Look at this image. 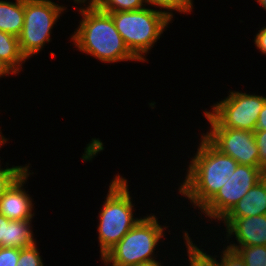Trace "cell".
I'll use <instances>...</instances> for the list:
<instances>
[{
  "instance_id": "6da1fadb",
  "label": "cell",
  "mask_w": 266,
  "mask_h": 266,
  "mask_svg": "<svg viewBox=\"0 0 266 266\" xmlns=\"http://www.w3.org/2000/svg\"><path fill=\"white\" fill-rule=\"evenodd\" d=\"M195 155L190 158L185 178L178 187L181 196L200 210L228 181L238 163L221 153L203 135ZM187 173V174H186Z\"/></svg>"
},
{
  "instance_id": "7a4b0ae2",
  "label": "cell",
  "mask_w": 266,
  "mask_h": 266,
  "mask_svg": "<svg viewBox=\"0 0 266 266\" xmlns=\"http://www.w3.org/2000/svg\"><path fill=\"white\" fill-rule=\"evenodd\" d=\"M79 7L78 14L82 19L70 37L77 50L104 64L128 60L140 62L125 45L109 13L98 10L94 5Z\"/></svg>"
},
{
  "instance_id": "3957f363",
  "label": "cell",
  "mask_w": 266,
  "mask_h": 266,
  "mask_svg": "<svg viewBox=\"0 0 266 266\" xmlns=\"http://www.w3.org/2000/svg\"><path fill=\"white\" fill-rule=\"evenodd\" d=\"M127 184L128 180L118 173L109 183L105 201L97 217L99 218L97 231L101 257L143 218L134 216L135 204L132 202Z\"/></svg>"
},
{
  "instance_id": "277c9868",
  "label": "cell",
  "mask_w": 266,
  "mask_h": 266,
  "mask_svg": "<svg viewBox=\"0 0 266 266\" xmlns=\"http://www.w3.org/2000/svg\"><path fill=\"white\" fill-rule=\"evenodd\" d=\"M106 13L112 16L125 45L140 62L148 61L147 54L172 22L164 12L150 7Z\"/></svg>"
},
{
  "instance_id": "5b68a950",
  "label": "cell",
  "mask_w": 266,
  "mask_h": 266,
  "mask_svg": "<svg viewBox=\"0 0 266 266\" xmlns=\"http://www.w3.org/2000/svg\"><path fill=\"white\" fill-rule=\"evenodd\" d=\"M166 227L161 225L155 214L143 218L125 234L103 257L115 266H135L154 261L160 239L165 235Z\"/></svg>"
},
{
  "instance_id": "8992f818",
  "label": "cell",
  "mask_w": 266,
  "mask_h": 266,
  "mask_svg": "<svg viewBox=\"0 0 266 266\" xmlns=\"http://www.w3.org/2000/svg\"><path fill=\"white\" fill-rule=\"evenodd\" d=\"M66 9L52 0H24V24L18 41L26 59L51 42L52 29Z\"/></svg>"
},
{
  "instance_id": "52a82bcc",
  "label": "cell",
  "mask_w": 266,
  "mask_h": 266,
  "mask_svg": "<svg viewBox=\"0 0 266 266\" xmlns=\"http://www.w3.org/2000/svg\"><path fill=\"white\" fill-rule=\"evenodd\" d=\"M229 92L227 97L211 106L212 111H203L210 128H233L254 132L266 96L242 91Z\"/></svg>"
},
{
  "instance_id": "ba28073f",
  "label": "cell",
  "mask_w": 266,
  "mask_h": 266,
  "mask_svg": "<svg viewBox=\"0 0 266 266\" xmlns=\"http://www.w3.org/2000/svg\"><path fill=\"white\" fill-rule=\"evenodd\" d=\"M263 177L259 167L238 164L228 181L199 211L211 221H220Z\"/></svg>"
},
{
  "instance_id": "9c48e42d",
  "label": "cell",
  "mask_w": 266,
  "mask_h": 266,
  "mask_svg": "<svg viewBox=\"0 0 266 266\" xmlns=\"http://www.w3.org/2000/svg\"><path fill=\"white\" fill-rule=\"evenodd\" d=\"M201 135L238 164L259 167V150L253 132L233 128H209Z\"/></svg>"
},
{
  "instance_id": "30bf717a",
  "label": "cell",
  "mask_w": 266,
  "mask_h": 266,
  "mask_svg": "<svg viewBox=\"0 0 266 266\" xmlns=\"http://www.w3.org/2000/svg\"><path fill=\"white\" fill-rule=\"evenodd\" d=\"M219 222L226 227L228 243L231 237H235L237 243L231 241L227 247L234 246H266V215L252 217H223ZM233 242V243H232Z\"/></svg>"
},
{
  "instance_id": "8fae6325",
  "label": "cell",
  "mask_w": 266,
  "mask_h": 266,
  "mask_svg": "<svg viewBox=\"0 0 266 266\" xmlns=\"http://www.w3.org/2000/svg\"><path fill=\"white\" fill-rule=\"evenodd\" d=\"M30 174L34 172L23 174L0 199V214L9 220H30L35 216L34 201L23 188Z\"/></svg>"
},
{
  "instance_id": "7c38bea8",
  "label": "cell",
  "mask_w": 266,
  "mask_h": 266,
  "mask_svg": "<svg viewBox=\"0 0 266 266\" xmlns=\"http://www.w3.org/2000/svg\"><path fill=\"white\" fill-rule=\"evenodd\" d=\"M266 215V176L258 181L224 217Z\"/></svg>"
},
{
  "instance_id": "4fadbf2b",
  "label": "cell",
  "mask_w": 266,
  "mask_h": 266,
  "mask_svg": "<svg viewBox=\"0 0 266 266\" xmlns=\"http://www.w3.org/2000/svg\"><path fill=\"white\" fill-rule=\"evenodd\" d=\"M26 57L20 49L18 37L0 31V65L10 75L19 74Z\"/></svg>"
},
{
  "instance_id": "5bb4252c",
  "label": "cell",
  "mask_w": 266,
  "mask_h": 266,
  "mask_svg": "<svg viewBox=\"0 0 266 266\" xmlns=\"http://www.w3.org/2000/svg\"><path fill=\"white\" fill-rule=\"evenodd\" d=\"M24 24V0H0V31L18 37Z\"/></svg>"
},
{
  "instance_id": "9a60e30c",
  "label": "cell",
  "mask_w": 266,
  "mask_h": 266,
  "mask_svg": "<svg viewBox=\"0 0 266 266\" xmlns=\"http://www.w3.org/2000/svg\"><path fill=\"white\" fill-rule=\"evenodd\" d=\"M32 219L10 220L7 225L6 247L26 248L37 243L34 238Z\"/></svg>"
},
{
  "instance_id": "2e32d148",
  "label": "cell",
  "mask_w": 266,
  "mask_h": 266,
  "mask_svg": "<svg viewBox=\"0 0 266 266\" xmlns=\"http://www.w3.org/2000/svg\"><path fill=\"white\" fill-rule=\"evenodd\" d=\"M183 239L184 245H186V250L189 261V266H221L220 261L217 260V255L208 254L206 251L204 252L203 248H199L192 238L189 236L188 231H183ZM219 261V262H218Z\"/></svg>"
},
{
  "instance_id": "e0dca14e",
  "label": "cell",
  "mask_w": 266,
  "mask_h": 266,
  "mask_svg": "<svg viewBox=\"0 0 266 266\" xmlns=\"http://www.w3.org/2000/svg\"><path fill=\"white\" fill-rule=\"evenodd\" d=\"M146 2L151 7L160 8L159 11L164 12L171 21L174 17L173 11L189 15L188 13L191 14L194 9L193 0H146Z\"/></svg>"
},
{
  "instance_id": "ac0fdd59",
  "label": "cell",
  "mask_w": 266,
  "mask_h": 266,
  "mask_svg": "<svg viewBox=\"0 0 266 266\" xmlns=\"http://www.w3.org/2000/svg\"><path fill=\"white\" fill-rule=\"evenodd\" d=\"M146 0H96L94 6L103 12H122L142 9Z\"/></svg>"
},
{
  "instance_id": "d6986e66",
  "label": "cell",
  "mask_w": 266,
  "mask_h": 266,
  "mask_svg": "<svg viewBox=\"0 0 266 266\" xmlns=\"http://www.w3.org/2000/svg\"><path fill=\"white\" fill-rule=\"evenodd\" d=\"M232 249L244 259L246 266H266V246H234Z\"/></svg>"
},
{
  "instance_id": "ffe728a7",
  "label": "cell",
  "mask_w": 266,
  "mask_h": 266,
  "mask_svg": "<svg viewBox=\"0 0 266 266\" xmlns=\"http://www.w3.org/2000/svg\"><path fill=\"white\" fill-rule=\"evenodd\" d=\"M31 164H25L24 166H12L1 168L0 160V199L9 190V188L29 169Z\"/></svg>"
},
{
  "instance_id": "44dd1931",
  "label": "cell",
  "mask_w": 266,
  "mask_h": 266,
  "mask_svg": "<svg viewBox=\"0 0 266 266\" xmlns=\"http://www.w3.org/2000/svg\"><path fill=\"white\" fill-rule=\"evenodd\" d=\"M36 243L31 247L21 248L17 266H44Z\"/></svg>"
},
{
  "instance_id": "7402d4cb",
  "label": "cell",
  "mask_w": 266,
  "mask_h": 266,
  "mask_svg": "<svg viewBox=\"0 0 266 266\" xmlns=\"http://www.w3.org/2000/svg\"><path fill=\"white\" fill-rule=\"evenodd\" d=\"M221 266H246V263L237 250L223 247L219 257Z\"/></svg>"
},
{
  "instance_id": "603a6c76",
  "label": "cell",
  "mask_w": 266,
  "mask_h": 266,
  "mask_svg": "<svg viewBox=\"0 0 266 266\" xmlns=\"http://www.w3.org/2000/svg\"><path fill=\"white\" fill-rule=\"evenodd\" d=\"M253 134L259 150V168L263 175L266 176V131L255 130Z\"/></svg>"
},
{
  "instance_id": "cb8c5ba5",
  "label": "cell",
  "mask_w": 266,
  "mask_h": 266,
  "mask_svg": "<svg viewBox=\"0 0 266 266\" xmlns=\"http://www.w3.org/2000/svg\"><path fill=\"white\" fill-rule=\"evenodd\" d=\"M20 248L0 247V266H17Z\"/></svg>"
},
{
  "instance_id": "d4e9b609",
  "label": "cell",
  "mask_w": 266,
  "mask_h": 266,
  "mask_svg": "<svg viewBox=\"0 0 266 266\" xmlns=\"http://www.w3.org/2000/svg\"><path fill=\"white\" fill-rule=\"evenodd\" d=\"M254 44L261 54L266 55V26L262 27L254 36Z\"/></svg>"
},
{
  "instance_id": "484cf974",
  "label": "cell",
  "mask_w": 266,
  "mask_h": 266,
  "mask_svg": "<svg viewBox=\"0 0 266 266\" xmlns=\"http://www.w3.org/2000/svg\"><path fill=\"white\" fill-rule=\"evenodd\" d=\"M9 221V219L0 214V247H6V233Z\"/></svg>"
},
{
  "instance_id": "4316f807",
  "label": "cell",
  "mask_w": 266,
  "mask_h": 266,
  "mask_svg": "<svg viewBox=\"0 0 266 266\" xmlns=\"http://www.w3.org/2000/svg\"><path fill=\"white\" fill-rule=\"evenodd\" d=\"M255 130H264L266 131V102L263 105L262 111L259 113L257 124Z\"/></svg>"
},
{
  "instance_id": "83f0119b",
  "label": "cell",
  "mask_w": 266,
  "mask_h": 266,
  "mask_svg": "<svg viewBox=\"0 0 266 266\" xmlns=\"http://www.w3.org/2000/svg\"><path fill=\"white\" fill-rule=\"evenodd\" d=\"M135 266H163V265L161 264V261L154 260V261H150V262L140 263V264L135 265Z\"/></svg>"
},
{
  "instance_id": "f1b7e54d",
  "label": "cell",
  "mask_w": 266,
  "mask_h": 266,
  "mask_svg": "<svg viewBox=\"0 0 266 266\" xmlns=\"http://www.w3.org/2000/svg\"><path fill=\"white\" fill-rule=\"evenodd\" d=\"M74 1V5L76 4H80V6H86V4L88 5H94L96 0H73ZM87 2V3H86Z\"/></svg>"
},
{
  "instance_id": "f546056e",
  "label": "cell",
  "mask_w": 266,
  "mask_h": 266,
  "mask_svg": "<svg viewBox=\"0 0 266 266\" xmlns=\"http://www.w3.org/2000/svg\"><path fill=\"white\" fill-rule=\"evenodd\" d=\"M8 139L5 138L3 135H2V131L0 129V148H2L3 145H5L7 143Z\"/></svg>"
},
{
  "instance_id": "4dcf8cb0",
  "label": "cell",
  "mask_w": 266,
  "mask_h": 266,
  "mask_svg": "<svg viewBox=\"0 0 266 266\" xmlns=\"http://www.w3.org/2000/svg\"><path fill=\"white\" fill-rule=\"evenodd\" d=\"M100 259L101 260H99V261H101V263L103 262L104 266H115V265L111 264L110 262H108L104 257H100Z\"/></svg>"
},
{
  "instance_id": "1f68e13d",
  "label": "cell",
  "mask_w": 266,
  "mask_h": 266,
  "mask_svg": "<svg viewBox=\"0 0 266 266\" xmlns=\"http://www.w3.org/2000/svg\"><path fill=\"white\" fill-rule=\"evenodd\" d=\"M5 76H10L0 65V78L5 77Z\"/></svg>"
},
{
  "instance_id": "d6a6232c",
  "label": "cell",
  "mask_w": 266,
  "mask_h": 266,
  "mask_svg": "<svg viewBox=\"0 0 266 266\" xmlns=\"http://www.w3.org/2000/svg\"><path fill=\"white\" fill-rule=\"evenodd\" d=\"M256 1L266 11V0H256Z\"/></svg>"
}]
</instances>
